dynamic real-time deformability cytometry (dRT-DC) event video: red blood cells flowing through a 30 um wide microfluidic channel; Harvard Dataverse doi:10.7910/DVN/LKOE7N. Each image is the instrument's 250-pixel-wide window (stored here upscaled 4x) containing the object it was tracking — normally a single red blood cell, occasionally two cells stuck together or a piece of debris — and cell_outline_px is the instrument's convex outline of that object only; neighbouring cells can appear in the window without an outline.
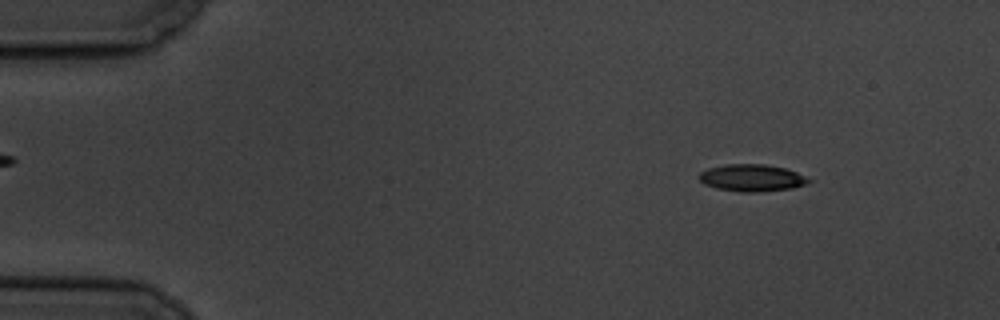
{"species": "common noctule bat (a hibernating species)", "species_latin": "Nyctalus noctula", "temperature_condition": "cold", "stored_images_in_passage": 57, "camera_frame_rate_fps": 3000, "um_per_image_px": 0.085, "animal": {"sex": "male", "body_mass_g": 19.5, "forearm_length_mm": 54.6}, "frame": {"image": 1, "passage_image": 7, "time_ms": 2.0, "image_size_px": [1000, 320], "cell_outline_px": [[812, 180], [804, 184], [792, 188], [760, 192], [740, 192], [716, 188], [704, 184], [696, 176], [700, 172], [708, 168], [724, 164], [764, 164], [784, 168], [796, 172]], "centroid_in_image_um": [63.85, 15.12], "position_along_channel_um": 21.2, "area_um2": 17.28}}
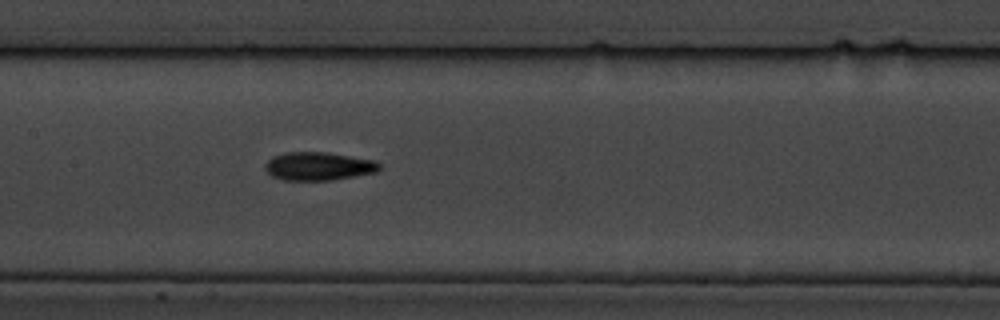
{"frame": {"image": 2, "passage_image": 28, "time_ms": 9.0, "image_size_px": [1000, 320], "cell_outline_px": [[380, 168], [376, 172], [356, 176], [332, 180], [280, 180], [272, 176], [264, 168], [264, 164], [272, 156], [288, 152], [328, 152], [372, 160], [380, 164]], "centroid_in_image_um": [27.03, 14.13], "position_along_channel_um": 180.4, "area_um2": 18.84}}
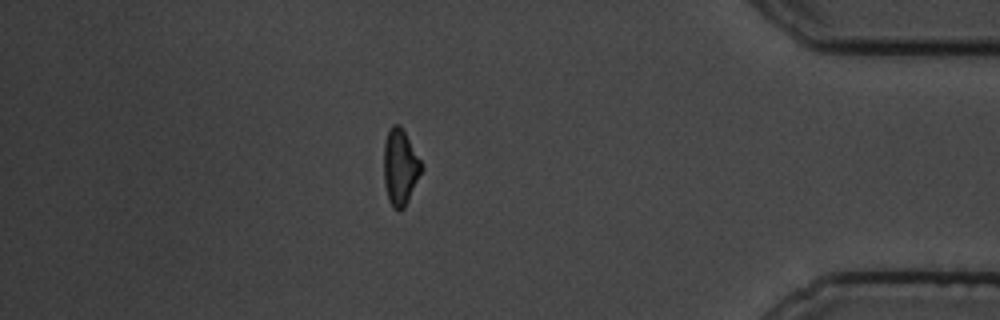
{"frame": {"image": 3, "passage_image": 50, "time_ms": 16.333, "image_size_px": [1000, 320], "cell_outline_px": [[424, 168], [404, 208], [400, 212], [392, 208], [388, 200], [384, 184], [384, 144], [388, 132], [392, 124], [400, 124], [420, 160]], "centroid_in_image_um": [34.01, 14.25], "position_along_channel_um": 401.2, "area_um2": 16.7}, "authors_computed_cell_mechanics": {"area_um2": 17.6868, "velocity_mm_per_s": 3.508, "shape_relaxation_time_tau1_ms": 6.7796, "shape_relaxation_time_tau2_ms": 5.8022, "deformation_change_tau1": 0.1711, "deformation_change_tau2": 0.1316}}